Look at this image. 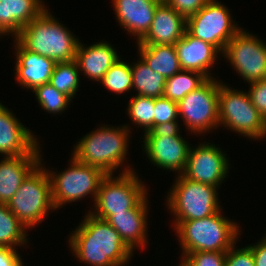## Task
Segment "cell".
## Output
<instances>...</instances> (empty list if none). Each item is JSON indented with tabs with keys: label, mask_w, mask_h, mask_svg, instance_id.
<instances>
[{
	"label": "cell",
	"mask_w": 266,
	"mask_h": 266,
	"mask_svg": "<svg viewBox=\"0 0 266 266\" xmlns=\"http://www.w3.org/2000/svg\"><path fill=\"white\" fill-rule=\"evenodd\" d=\"M162 0H113L117 22L140 42L148 33Z\"/></svg>",
	"instance_id": "17"
},
{
	"label": "cell",
	"mask_w": 266,
	"mask_h": 266,
	"mask_svg": "<svg viewBox=\"0 0 266 266\" xmlns=\"http://www.w3.org/2000/svg\"><path fill=\"white\" fill-rule=\"evenodd\" d=\"M127 113L131 120L144 131H152L154 129V106L155 99L147 96L136 94L129 100Z\"/></svg>",
	"instance_id": "29"
},
{
	"label": "cell",
	"mask_w": 266,
	"mask_h": 266,
	"mask_svg": "<svg viewBox=\"0 0 266 266\" xmlns=\"http://www.w3.org/2000/svg\"><path fill=\"white\" fill-rule=\"evenodd\" d=\"M253 252L255 266H266V236L253 246H249Z\"/></svg>",
	"instance_id": "38"
},
{
	"label": "cell",
	"mask_w": 266,
	"mask_h": 266,
	"mask_svg": "<svg viewBox=\"0 0 266 266\" xmlns=\"http://www.w3.org/2000/svg\"><path fill=\"white\" fill-rule=\"evenodd\" d=\"M25 226L7 204L0 203V246L15 248L27 243ZM15 246V247H14Z\"/></svg>",
	"instance_id": "27"
},
{
	"label": "cell",
	"mask_w": 266,
	"mask_h": 266,
	"mask_svg": "<svg viewBox=\"0 0 266 266\" xmlns=\"http://www.w3.org/2000/svg\"><path fill=\"white\" fill-rule=\"evenodd\" d=\"M176 12L188 18L203 8L209 0H163Z\"/></svg>",
	"instance_id": "36"
},
{
	"label": "cell",
	"mask_w": 266,
	"mask_h": 266,
	"mask_svg": "<svg viewBox=\"0 0 266 266\" xmlns=\"http://www.w3.org/2000/svg\"><path fill=\"white\" fill-rule=\"evenodd\" d=\"M44 10L42 0H0V35L11 33L16 37Z\"/></svg>",
	"instance_id": "22"
},
{
	"label": "cell",
	"mask_w": 266,
	"mask_h": 266,
	"mask_svg": "<svg viewBox=\"0 0 266 266\" xmlns=\"http://www.w3.org/2000/svg\"><path fill=\"white\" fill-rule=\"evenodd\" d=\"M228 170L229 161L226 154L215 144L205 142L197 148L190 146L187 163L181 175L195 182L219 187L227 177Z\"/></svg>",
	"instance_id": "14"
},
{
	"label": "cell",
	"mask_w": 266,
	"mask_h": 266,
	"mask_svg": "<svg viewBox=\"0 0 266 266\" xmlns=\"http://www.w3.org/2000/svg\"><path fill=\"white\" fill-rule=\"evenodd\" d=\"M256 37L241 28L222 53L248 83L266 80V43Z\"/></svg>",
	"instance_id": "13"
},
{
	"label": "cell",
	"mask_w": 266,
	"mask_h": 266,
	"mask_svg": "<svg viewBox=\"0 0 266 266\" xmlns=\"http://www.w3.org/2000/svg\"><path fill=\"white\" fill-rule=\"evenodd\" d=\"M123 170L116 178L107 174L101 180L95 198V210L89 211L94 217L106 220L112 214L127 213L148 195L147 188L134 170L128 166Z\"/></svg>",
	"instance_id": "6"
},
{
	"label": "cell",
	"mask_w": 266,
	"mask_h": 266,
	"mask_svg": "<svg viewBox=\"0 0 266 266\" xmlns=\"http://www.w3.org/2000/svg\"><path fill=\"white\" fill-rule=\"evenodd\" d=\"M15 248L0 246V266H23L22 258Z\"/></svg>",
	"instance_id": "37"
},
{
	"label": "cell",
	"mask_w": 266,
	"mask_h": 266,
	"mask_svg": "<svg viewBox=\"0 0 266 266\" xmlns=\"http://www.w3.org/2000/svg\"><path fill=\"white\" fill-rule=\"evenodd\" d=\"M247 93L252 105L266 120V80L251 82Z\"/></svg>",
	"instance_id": "35"
},
{
	"label": "cell",
	"mask_w": 266,
	"mask_h": 266,
	"mask_svg": "<svg viewBox=\"0 0 266 266\" xmlns=\"http://www.w3.org/2000/svg\"><path fill=\"white\" fill-rule=\"evenodd\" d=\"M26 49L55 62L75 60L79 40L45 9L15 37Z\"/></svg>",
	"instance_id": "2"
},
{
	"label": "cell",
	"mask_w": 266,
	"mask_h": 266,
	"mask_svg": "<svg viewBox=\"0 0 266 266\" xmlns=\"http://www.w3.org/2000/svg\"><path fill=\"white\" fill-rule=\"evenodd\" d=\"M71 234L69 246L79 261L91 266H122L133 251L105 220L90 213Z\"/></svg>",
	"instance_id": "1"
},
{
	"label": "cell",
	"mask_w": 266,
	"mask_h": 266,
	"mask_svg": "<svg viewBox=\"0 0 266 266\" xmlns=\"http://www.w3.org/2000/svg\"><path fill=\"white\" fill-rule=\"evenodd\" d=\"M207 80L208 78L200 72L181 70L172 77L166 78L163 97L178 103Z\"/></svg>",
	"instance_id": "26"
},
{
	"label": "cell",
	"mask_w": 266,
	"mask_h": 266,
	"mask_svg": "<svg viewBox=\"0 0 266 266\" xmlns=\"http://www.w3.org/2000/svg\"><path fill=\"white\" fill-rule=\"evenodd\" d=\"M186 31V18L162 1L146 36L138 45H175Z\"/></svg>",
	"instance_id": "16"
},
{
	"label": "cell",
	"mask_w": 266,
	"mask_h": 266,
	"mask_svg": "<svg viewBox=\"0 0 266 266\" xmlns=\"http://www.w3.org/2000/svg\"><path fill=\"white\" fill-rule=\"evenodd\" d=\"M219 82L209 78L178 102L179 117L193 133H205L219 126Z\"/></svg>",
	"instance_id": "11"
},
{
	"label": "cell",
	"mask_w": 266,
	"mask_h": 266,
	"mask_svg": "<svg viewBox=\"0 0 266 266\" xmlns=\"http://www.w3.org/2000/svg\"><path fill=\"white\" fill-rule=\"evenodd\" d=\"M182 257L190 266H225L226 252H192Z\"/></svg>",
	"instance_id": "33"
},
{
	"label": "cell",
	"mask_w": 266,
	"mask_h": 266,
	"mask_svg": "<svg viewBox=\"0 0 266 266\" xmlns=\"http://www.w3.org/2000/svg\"><path fill=\"white\" fill-rule=\"evenodd\" d=\"M174 46L182 70L200 72L208 79L213 78L208 71L220 52L215 46L191 36L187 31Z\"/></svg>",
	"instance_id": "19"
},
{
	"label": "cell",
	"mask_w": 266,
	"mask_h": 266,
	"mask_svg": "<svg viewBox=\"0 0 266 266\" xmlns=\"http://www.w3.org/2000/svg\"><path fill=\"white\" fill-rule=\"evenodd\" d=\"M138 50L145 64L165 78L182 70L174 45H138Z\"/></svg>",
	"instance_id": "24"
},
{
	"label": "cell",
	"mask_w": 266,
	"mask_h": 266,
	"mask_svg": "<svg viewBox=\"0 0 266 266\" xmlns=\"http://www.w3.org/2000/svg\"><path fill=\"white\" fill-rule=\"evenodd\" d=\"M225 266H255L253 252L248 246L235 250V244L226 252Z\"/></svg>",
	"instance_id": "34"
},
{
	"label": "cell",
	"mask_w": 266,
	"mask_h": 266,
	"mask_svg": "<svg viewBox=\"0 0 266 266\" xmlns=\"http://www.w3.org/2000/svg\"><path fill=\"white\" fill-rule=\"evenodd\" d=\"M40 155L6 156L0 162V203L7 204L22 181L40 163Z\"/></svg>",
	"instance_id": "21"
},
{
	"label": "cell",
	"mask_w": 266,
	"mask_h": 266,
	"mask_svg": "<svg viewBox=\"0 0 266 266\" xmlns=\"http://www.w3.org/2000/svg\"><path fill=\"white\" fill-rule=\"evenodd\" d=\"M38 103L48 113H62L72 100L66 94L58 91L50 83H45L34 90Z\"/></svg>",
	"instance_id": "31"
},
{
	"label": "cell",
	"mask_w": 266,
	"mask_h": 266,
	"mask_svg": "<svg viewBox=\"0 0 266 266\" xmlns=\"http://www.w3.org/2000/svg\"><path fill=\"white\" fill-rule=\"evenodd\" d=\"M229 12L218 0H209L196 14L186 18V31L223 53L226 44L241 29L231 20Z\"/></svg>",
	"instance_id": "10"
},
{
	"label": "cell",
	"mask_w": 266,
	"mask_h": 266,
	"mask_svg": "<svg viewBox=\"0 0 266 266\" xmlns=\"http://www.w3.org/2000/svg\"><path fill=\"white\" fill-rule=\"evenodd\" d=\"M100 82L111 92L118 94L133 89L131 65L119 58L104 74Z\"/></svg>",
	"instance_id": "30"
},
{
	"label": "cell",
	"mask_w": 266,
	"mask_h": 266,
	"mask_svg": "<svg viewBox=\"0 0 266 266\" xmlns=\"http://www.w3.org/2000/svg\"><path fill=\"white\" fill-rule=\"evenodd\" d=\"M183 254L227 252L236 242L239 226L221 215V211L198 220L174 221Z\"/></svg>",
	"instance_id": "3"
},
{
	"label": "cell",
	"mask_w": 266,
	"mask_h": 266,
	"mask_svg": "<svg viewBox=\"0 0 266 266\" xmlns=\"http://www.w3.org/2000/svg\"><path fill=\"white\" fill-rule=\"evenodd\" d=\"M217 189L178 175L167 195L168 208L176 218L174 221L198 220L220 211Z\"/></svg>",
	"instance_id": "7"
},
{
	"label": "cell",
	"mask_w": 266,
	"mask_h": 266,
	"mask_svg": "<svg viewBox=\"0 0 266 266\" xmlns=\"http://www.w3.org/2000/svg\"><path fill=\"white\" fill-rule=\"evenodd\" d=\"M131 70L132 85L138 91V95L154 99L163 96L166 83L163 75L152 71L141 58L131 66Z\"/></svg>",
	"instance_id": "25"
},
{
	"label": "cell",
	"mask_w": 266,
	"mask_h": 266,
	"mask_svg": "<svg viewBox=\"0 0 266 266\" xmlns=\"http://www.w3.org/2000/svg\"><path fill=\"white\" fill-rule=\"evenodd\" d=\"M38 145L32 132L0 103V153L5 157L40 155Z\"/></svg>",
	"instance_id": "15"
},
{
	"label": "cell",
	"mask_w": 266,
	"mask_h": 266,
	"mask_svg": "<svg viewBox=\"0 0 266 266\" xmlns=\"http://www.w3.org/2000/svg\"><path fill=\"white\" fill-rule=\"evenodd\" d=\"M219 125L223 124L245 137H266V120L252 105L247 92L238 91L219 83Z\"/></svg>",
	"instance_id": "8"
},
{
	"label": "cell",
	"mask_w": 266,
	"mask_h": 266,
	"mask_svg": "<svg viewBox=\"0 0 266 266\" xmlns=\"http://www.w3.org/2000/svg\"><path fill=\"white\" fill-rule=\"evenodd\" d=\"M182 260V263H180L178 266H190L184 258H182Z\"/></svg>",
	"instance_id": "39"
},
{
	"label": "cell",
	"mask_w": 266,
	"mask_h": 266,
	"mask_svg": "<svg viewBox=\"0 0 266 266\" xmlns=\"http://www.w3.org/2000/svg\"><path fill=\"white\" fill-rule=\"evenodd\" d=\"M119 58L115 48L107 42H99L88 47L79 42L75 55L79 71L95 81H100Z\"/></svg>",
	"instance_id": "23"
},
{
	"label": "cell",
	"mask_w": 266,
	"mask_h": 266,
	"mask_svg": "<svg viewBox=\"0 0 266 266\" xmlns=\"http://www.w3.org/2000/svg\"><path fill=\"white\" fill-rule=\"evenodd\" d=\"M144 150L150 162L159 168L184 172L190 144L179 134V126L157 127L144 132Z\"/></svg>",
	"instance_id": "12"
},
{
	"label": "cell",
	"mask_w": 266,
	"mask_h": 266,
	"mask_svg": "<svg viewBox=\"0 0 266 266\" xmlns=\"http://www.w3.org/2000/svg\"><path fill=\"white\" fill-rule=\"evenodd\" d=\"M40 162L22 181L15 195L7 203L25 228H31L55 209L51 197V182L47 170Z\"/></svg>",
	"instance_id": "5"
},
{
	"label": "cell",
	"mask_w": 266,
	"mask_h": 266,
	"mask_svg": "<svg viewBox=\"0 0 266 266\" xmlns=\"http://www.w3.org/2000/svg\"><path fill=\"white\" fill-rule=\"evenodd\" d=\"M129 133L127 126H101L81 138L74 147L73 157L81 163L100 168L106 175H113L125 160Z\"/></svg>",
	"instance_id": "4"
},
{
	"label": "cell",
	"mask_w": 266,
	"mask_h": 266,
	"mask_svg": "<svg viewBox=\"0 0 266 266\" xmlns=\"http://www.w3.org/2000/svg\"><path fill=\"white\" fill-rule=\"evenodd\" d=\"M147 202L146 195L127 213L112 214L105 220L120 234L124 243L132 251L138 246L143 248L146 246Z\"/></svg>",
	"instance_id": "20"
},
{
	"label": "cell",
	"mask_w": 266,
	"mask_h": 266,
	"mask_svg": "<svg viewBox=\"0 0 266 266\" xmlns=\"http://www.w3.org/2000/svg\"><path fill=\"white\" fill-rule=\"evenodd\" d=\"M79 72L75 60L56 62L49 83L72 99L79 87Z\"/></svg>",
	"instance_id": "28"
},
{
	"label": "cell",
	"mask_w": 266,
	"mask_h": 266,
	"mask_svg": "<svg viewBox=\"0 0 266 266\" xmlns=\"http://www.w3.org/2000/svg\"><path fill=\"white\" fill-rule=\"evenodd\" d=\"M15 73L19 84L34 90L36 87L50 82L56 62L26 49L17 39Z\"/></svg>",
	"instance_id": "18"
},
{
	"label": "cell",
	"mask_w": 266,
	"mask_h": 266,
	"mask_svg": "<svg viewBox=\"0 0 266 266\" xmlns=\"http://www.w3.org/2000/svg\"><path fill=\"white\" fill-rule=\"evenodd\" d=\"M178 103L165 97L155 98L154 129L157 127L178 126Z\"/></svg>",
	"instance_id": "32"
},
{
	"label": "cell",
	"mask_w": 266,
	"mask_h": 266,
	"mask_svg": "<svg viewBox=\"0 0 266 266\" xmlns=\"http://www.w3.org/2000/svg\"><path fill=\"white\" fill-rule=\"evenodd\" d=\"M70 162V167L60 174L47 170L55 210L63 204L78 201L88 194L93 195L95 201L100 182L106 176L100 168L81 163L73 156Z\"/></svg>",
	"instance_id": "9"
}]
</instances>
